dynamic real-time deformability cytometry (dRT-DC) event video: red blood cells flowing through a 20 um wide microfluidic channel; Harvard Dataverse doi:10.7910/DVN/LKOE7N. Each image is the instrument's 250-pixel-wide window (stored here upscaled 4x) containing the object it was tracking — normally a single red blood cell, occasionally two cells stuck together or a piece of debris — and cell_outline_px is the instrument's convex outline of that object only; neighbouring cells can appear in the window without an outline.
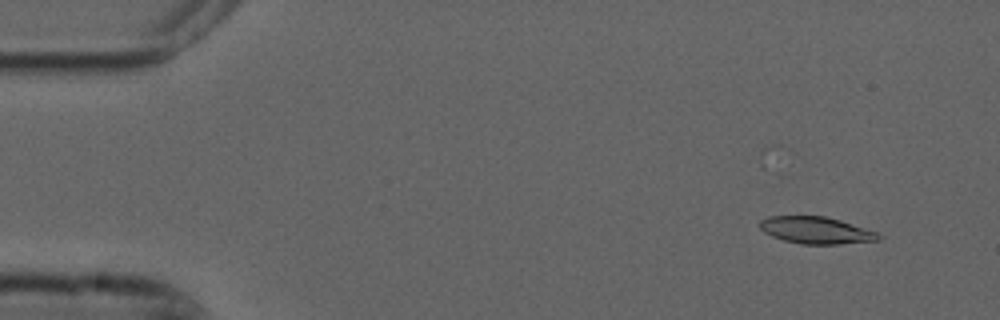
{"species": "common noctule bat (a hibernating species)", "species_latin": "Nyctalus noctula", "temperature_condition": "cold", "stored_images_in_passage": 8, "camera_frame_rate_fps": 3000, "um_per_image_px": 0.085, "animal": {"sex": "male", "forearm_length_mm": 52.5}, "frame": {"image": 1, "passage_image": 2, "time_ms": 0.333, "image_size_px": [1000, 320], "cell_outline_px": [[884, 236], [876, 240], [840, 244], [800, 244], [784, 240], [772, 236], [764, 232], [760, 228], [760, 220], [768, 216], [824, 216], [840, 220], [876, 232]], "centroid_in_image_um": [69.34, 19.57], "position_along_channel_um": 15.7, "area_um2": 18.5}}
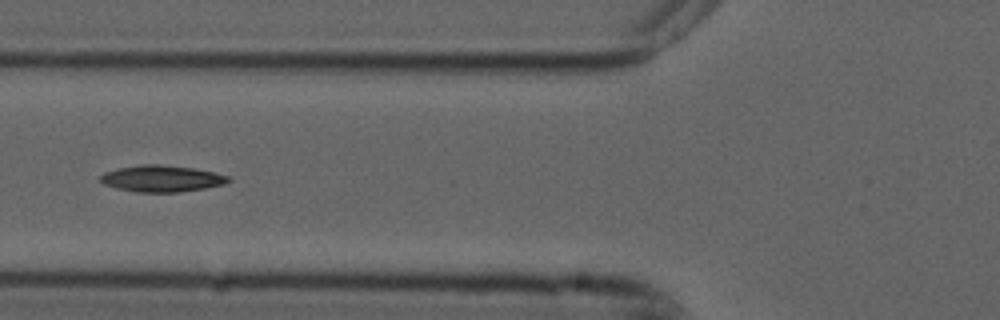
{"frame": {"image": 2, "passage_image": 5, "time_ms": 1.333, "image_size_px": [1000, 320], "cell_outline_px": [[232, 180], [224, 184], [204, 188], [180, 192], [136, 192], [116, 188], [104, 184], [100, 180], [100, 176], [104, 172], [120, 168], [140, 164], [160, 164], [192, 168], [232, 176]], "centroid_in_image_um": [13.76, 15.18], "position_along_channel_um": 112.0, "area_um2": 19.77}}
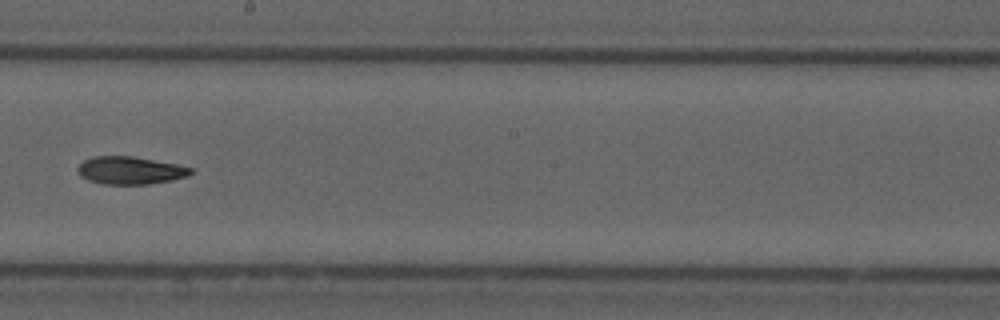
{"frame": {"image": 3, "passage_image": 8, "time_ms": 2.333, "image_size_px": [1000, 320], "cell_outline_px": [[196, 168], [188, 176], [172, 180], [148, 184], [100, 184], [88, 180], [80, 176], [76, 172], [76, 168], [84, 160], [92, 156], [132, 156], [176, 164]], "centroid_in_image_um": [11.05, 14.48], "position_along_channel_um": 237.2, "area_um2": 18.44}}